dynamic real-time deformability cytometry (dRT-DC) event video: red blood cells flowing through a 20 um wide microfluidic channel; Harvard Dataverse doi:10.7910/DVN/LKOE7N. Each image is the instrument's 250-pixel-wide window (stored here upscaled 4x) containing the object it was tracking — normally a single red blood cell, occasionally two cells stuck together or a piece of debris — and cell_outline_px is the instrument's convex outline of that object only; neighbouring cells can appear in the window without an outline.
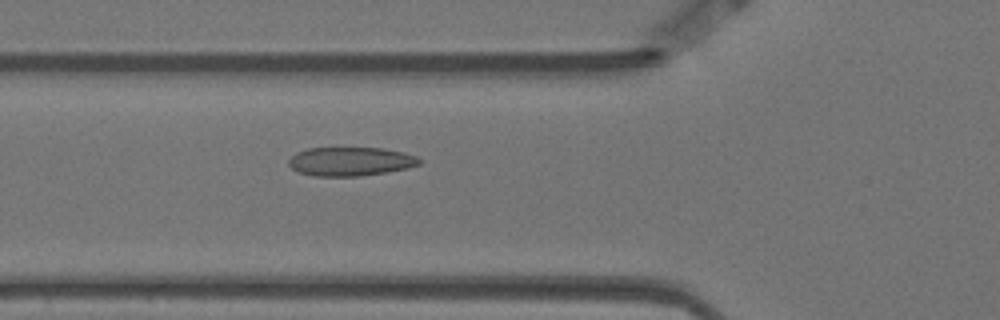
{"species": "Egyptian fruit bat (a non-hibernating species)", "species_latin": "Rousettus aegyptiacus", "temperature_condition": "warm", "stored_images_in_passage": 58, "camera_frame_rate_fps": 3000, "um_per_image_px": 0.085, "animal": {"sex": "female"}, "frame": {"image": 1, "passage_image": 20, "time_ms": 6.333, "image_size_px": [1000, 320], "cell_outline_px": [[420, 164], [408, 168], [388, 172], [360, 176], [316, 176], [300, 172], [292, 168], [288, 164], [288, 160], [296, 152], [308, 148], [380, 148], [404, 152], [416, 156], [420, 160]], "centroid_in_image_um": [29.8, 13.72], "position_along_channel_um": 96.0, "area_um2": 21.91}}
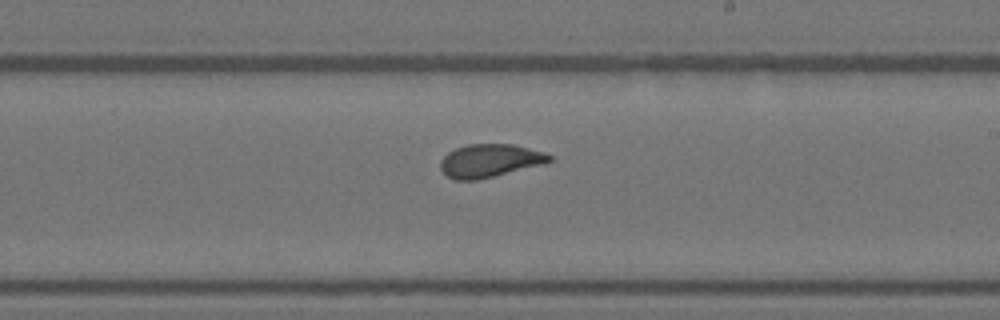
{"frame": {"image": 2, "passage_image": 33, "time_ms": 10.667, "image_size_px": [1000, 320], "cell_outline_px": [[552, 160], [540, 164], [476, 180], [456, 180], [448, 176], [440, 168], [440, 160], [448, 152], [456, 148], [468, 144], [512, 144], [544, 152], [552, 156]], "centroid_in_image_um": [41.58, 13.64], "position_along_channel_um": 247.4, "area_um2": 20.58}}
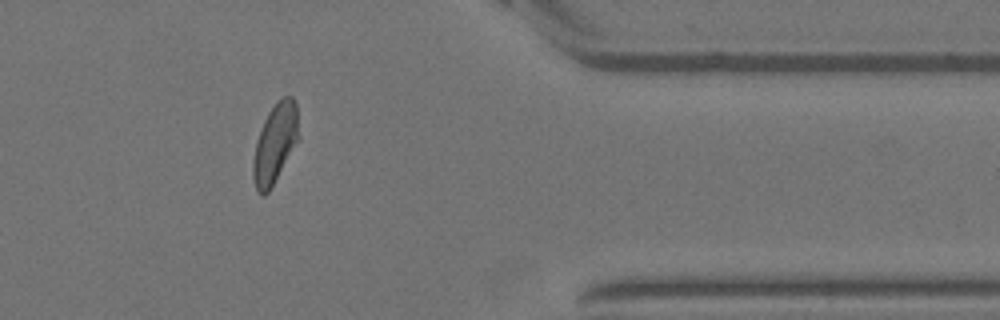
{"frame": {"image": 3, "passage_image": 47, "time_ms": 15.333, "image_size_px": [1000, 320], "cell_outline_px": [[300, 140], [268, 192], [264, 196], [260, 196], [256, 188], [252, 176], [252, 164], [256, 140], [264, 120], [268, 112], [276, 100], [284, 96], [292, 96], [296, 104], [300, 136]], "centroid_in_image_um": [23.39, 12.18], "position_along_channel_um": 388.0, "area_um2": 21.5}, "authors_computed_cell_mechanics": {"area_um2": 21.5883, "velocity_mm_per_s": 3.4823, "shape_relaxation_time_tau1_ms": 6.1321, "shape_relaxation_time_tau2_ms": 0.9524, "deformation_change_tau1": 0.1528, "deformation_change_tau2": 0.0755}}